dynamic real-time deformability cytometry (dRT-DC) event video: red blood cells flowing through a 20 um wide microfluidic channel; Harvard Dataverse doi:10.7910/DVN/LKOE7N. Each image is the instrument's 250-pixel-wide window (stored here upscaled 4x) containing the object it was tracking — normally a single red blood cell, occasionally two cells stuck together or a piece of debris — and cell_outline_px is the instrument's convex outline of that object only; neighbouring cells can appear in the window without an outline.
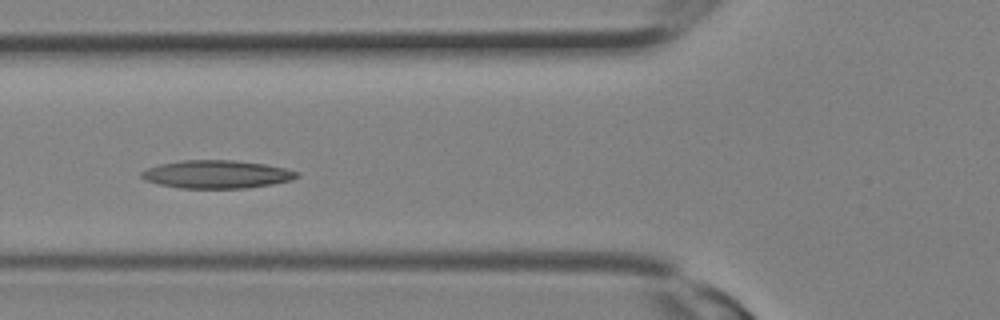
{"species": "Egyptian fruit bat (a non-hibernating species)", "species_latin": "Rousettus aegyptiacus", "temperature_condition": "room temperature", "stored_images_in_passage": 13, "camera_frame_rate_fps": 3000, "um_per_image_px": 0.085, "animal": {"sex": "female"}, "frame": {"image": 1, "passage_image": 10, "time_ms": 3.0, "image_size_px": [1000, 320], "cell_outline_px": [[300, 176], [292, 180], [272, 184], [244, 188], [180, 188], [160, 184], [144, 180], [140, 176], [140, 172], [148, 168], [160, 164], [184, 160], [236, 160], [264, 164], [284, 168], [300, 172]], "centroid_in_image_um": [18.43, 14.81], "position_along_channel_um": 107.4, "area_um2": 25.37}}
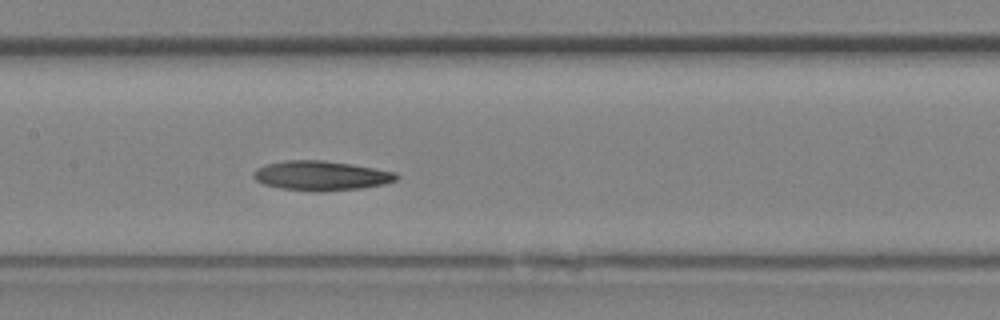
{"frame": {"image": 2, "passage_image": 13, "time_ms": 4.0, "image_size_px": [1000, 320], "cell_outline_px": [[400, 176], [396, 180], [384, 184], [360, 188], [324, 192], [316, 192], [280, 188], [264, 184], [256, 180], [252, 176], [252, 172], [256, 168], [268, 164], [284, 160], [324, 160], [352, 164], [396, 172]], "centroid_in_image_um": [27.29, 14.93], "position_along_channel_um": 180.1, "area_um2": 24.8}}